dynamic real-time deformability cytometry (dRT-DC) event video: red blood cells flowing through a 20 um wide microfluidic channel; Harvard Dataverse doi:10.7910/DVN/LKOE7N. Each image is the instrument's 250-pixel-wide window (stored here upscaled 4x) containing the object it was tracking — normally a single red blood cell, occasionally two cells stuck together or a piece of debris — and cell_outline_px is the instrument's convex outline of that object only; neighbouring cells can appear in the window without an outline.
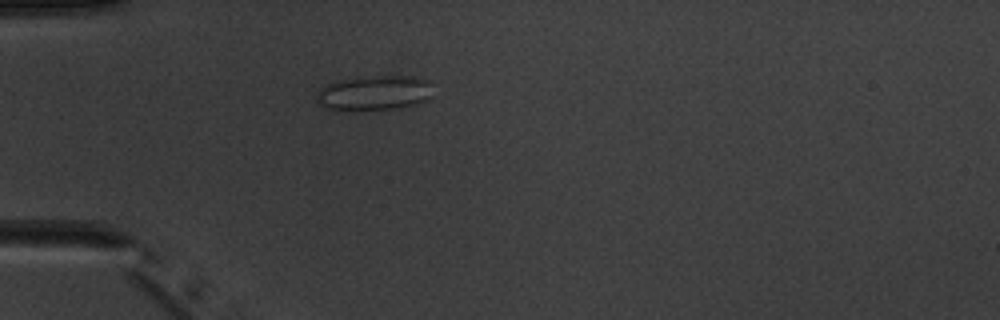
{"species": "common noctule bat (a hibernating species)", "species_latin": "Nyctalus noctula", "temperature_condition": "warm", "stored_images_in_passage": 1, "camera_frame_rate_fps": 3000, "um_per_image_px": 0.085, "animal": {"sex": "male", "body_mass_g": 20.1, "forearm_length_mm": 53.5}, "frame": {"image": 1, "passage_image": 1, "time_ms": 0.0, "image_size_px": [1000, 320], "cell_outline_px": [[432, 96], [428, 100], [416, 104], [400, 108], [356, 112], [324, 108], [316, 100], [316, 96], [320, 88], [336, 80], [356, 76], [412, 76], [432, 80]], "centroid_in_image_um": [31.83, 7.91], "position_along_channel_um": 53.2, "area_um2": 24.68}}